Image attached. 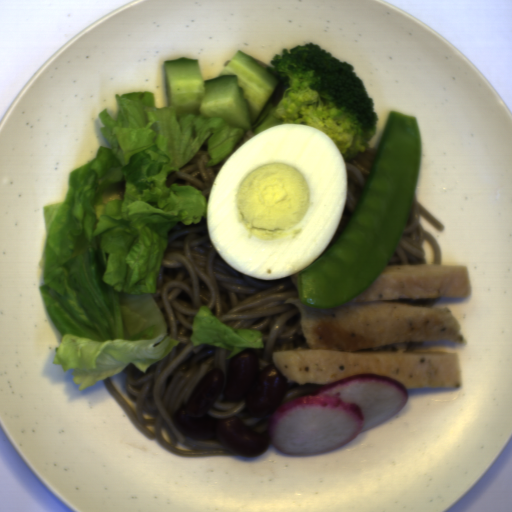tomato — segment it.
Wrapping results in <instances>:
<instances>
[{"label":"tomato","instance_id":"tomato-1","mask_svg":"<svg viewBox=\"0 0 512 512\" xmlns=\"http://www.w3.org/2000/svg\"><path fill=\"white\" fill-rule=\"evenodd\" d=\"M225 373L214 368L195 386L186 406L176 412V420L186 434L216 439L233 455L255 457L263 454L268 439L247 428L239 417L214 419L207 415L223 389Z\"/></svg>","mask_w":512,"mask_h":512},{"label":"tomato","instance_id":"tomato-2","mask_svg":"<svg viewBox=\"0 0 512 512\" xmlns=\"http://www.w3.org/2000/svg\"><path fill=\"white\" fill-rule=\"evenodd\" d=\"M229 361L225 395L238 401L245 398L246 410L254 416L272 414L284 403L285 391L291 381L273 365L260 371V361L254 349H245L226 358Z\"/></svg>","mask_w":512,"mask_h":512}]
</instances>
